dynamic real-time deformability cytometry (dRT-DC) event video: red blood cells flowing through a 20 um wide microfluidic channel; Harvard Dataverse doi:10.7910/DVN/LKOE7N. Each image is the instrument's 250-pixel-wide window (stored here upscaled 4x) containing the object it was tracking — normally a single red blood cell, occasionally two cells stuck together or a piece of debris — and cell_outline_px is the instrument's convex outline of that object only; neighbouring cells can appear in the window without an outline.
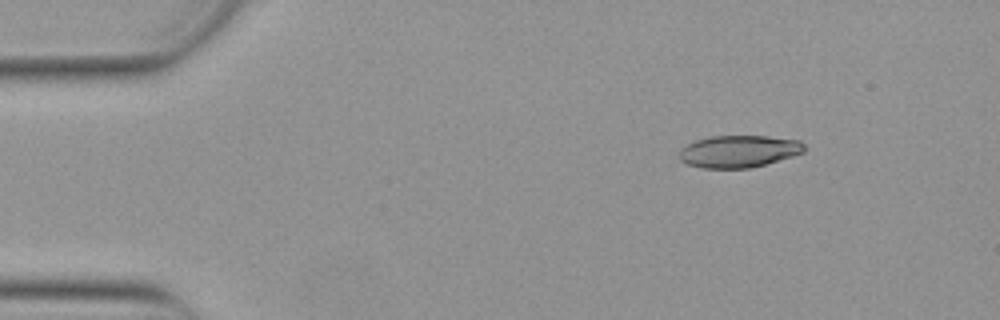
{"species": "Egyptian fruit bat (a non-hibernating species)", "species_latin": "Rousettus aegyptiacus", "temperature_condition": "warm", "stored_images_in_passage": 13, "camera_frame_rate_fps": 3000, "um_per_image_px": 0.085, "animal": {"sex": "female"}, "frame": {"image": 1, "passage_image": 1, "time_ms": 0.0, "image_size_px": [1000, 320], "cell_outline_px": [[804, 152], [792, 156], [764, 164], [748, 168], [704, 168], [688, 164], [680, 160], [680, 152], [688, 144], [696, 140], [712, 136], [764, 136], [800, 140], [804, 144]], "centroid_in_image_um": [62.81, 12.86], "position_along_channel_um": 22.2, "area_um2": 23.06}}
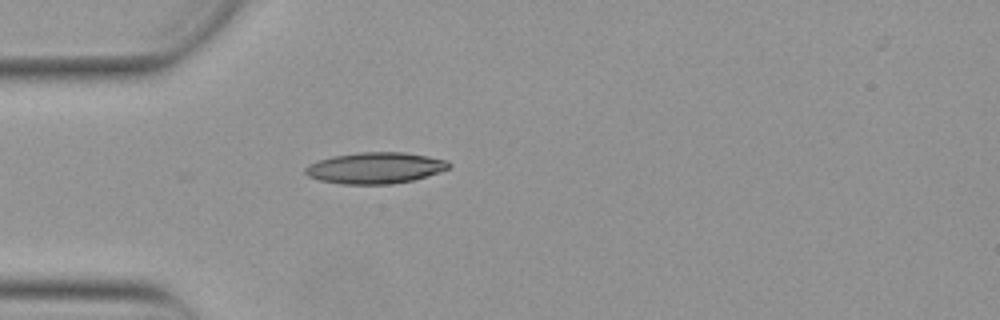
{"frame": {"image": 2, "passage_image": 9, "time_ms": 2.667, "image_size_px": [1000, 320], "cell_outline_px": [[452, 164], [448, 168], [440, 172], [412, 180], [392, 184], [340, 184], [320, 180], [308, 176], [304, 172], [304, 168], [308, 164], [320, 160], [336, 156], [360, 152], [404, 152], [428, 156], [448, 160]], "centroid_in_image_um": [31.91, 14.27], "position_along_channel_um": 53.1, "area_um2": 26.07}}
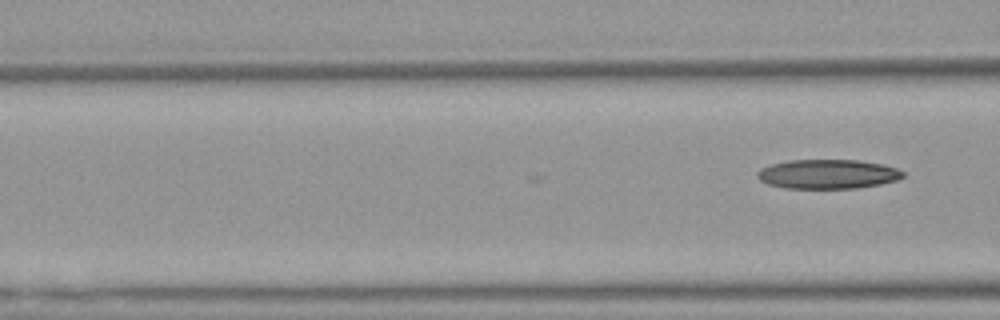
{"frame": {"image": 3, "passage_image": 13, "time_ms": 4.0, "image_size_px": [1000, 320], "cell_outline_px": [[904, 176], [896, 180], [880, 184], [856, 188], [784, 188], [768, 184], [760, 180], [756, 176], [756, 172], [760, 168], [772, 164], [788, 160], [860, 160], [880, 164], [896, 168], [904, 172]], "centroid_in_image_um": [70.32, 14.79], "position_along_channel_um": 96.3, "area_um2": 24.85}}